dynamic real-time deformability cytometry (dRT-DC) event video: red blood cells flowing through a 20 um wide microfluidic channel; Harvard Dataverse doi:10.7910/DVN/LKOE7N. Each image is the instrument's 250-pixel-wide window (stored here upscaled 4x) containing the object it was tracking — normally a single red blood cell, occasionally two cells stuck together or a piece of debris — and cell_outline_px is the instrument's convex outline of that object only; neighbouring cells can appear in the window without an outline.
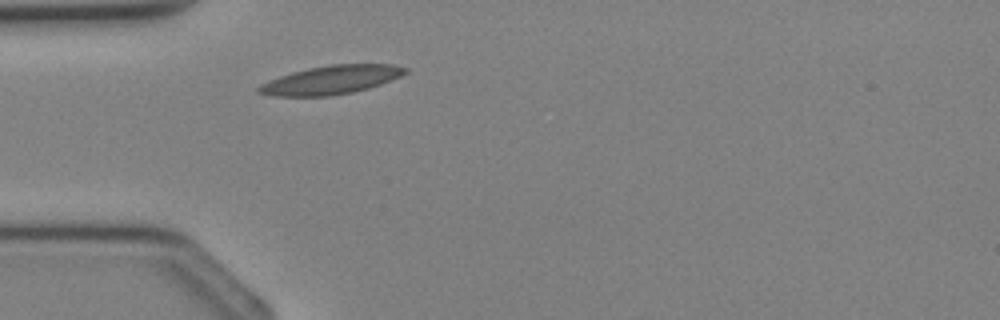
{"species": "Egyptian fruit bat (a non-hibernating species)", "species_latin": "Rousettus aegyptiacus", "temperature_condition": "cold", "stored_images_in_passage": 26, "camera_frame_rate_fps": 3000, "um_per_image_px": 0.085, "animal": {"sex": "female"}, "frame": {"image": 1, "passage_image": 1, "time_ms": 0.0, "image_size_px": [1000, 320], "cell_outline_px": [[408, 72], [392, 80], [368, 88], [352, 92], [328, 96], [272, 96], [256, 92], [256, 88], [260, 84], [280, 76], [292, 72], [308, 68], [332, 64], [392, 64], [408, 68]], "centroid_in_image_um": [28.14, 6.79], "position_along_channel_um": 56.9, "area_um2": 24.39}}
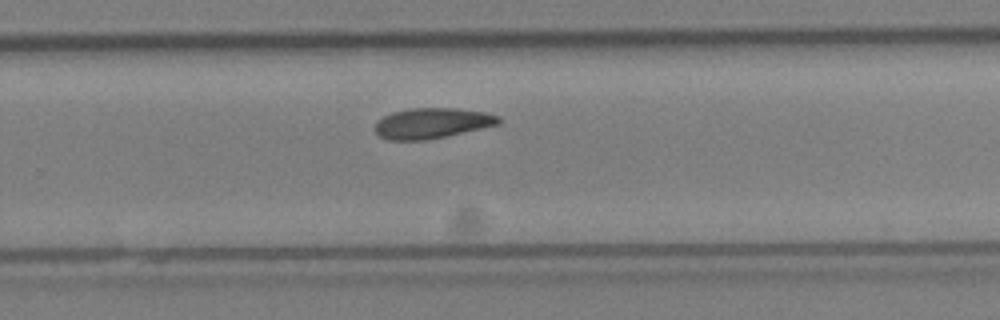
{"frame": {"image": 2, "passage_image": 14, "time_ms": 4.333, "image_size_px": [1000, 320], "cell_outline_px": [[504, 120], [500, 124], [448, 136], [424, 140], [388, 140], [380, 136], [376, 132], [376, 120], [392, 112], [408, 108], [456, 108], [484, 112], [500, 116]], "centroid_in_image_um": [36.76, 10.47], "position_along_channel_um": 293.0, "area_um2": 22.14}}
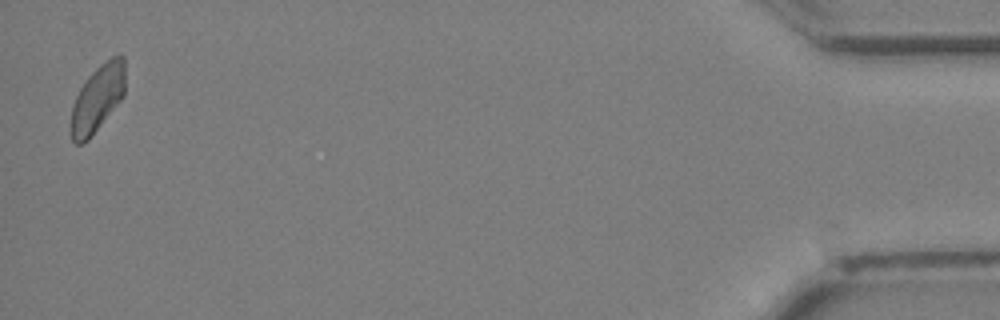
{"frame": {"image": 3, "passage_image": 26, "time_ms": 8.333, "image_size_px": [1000, 320], "cell_outline_px": [[124, 96], [88, 140], [80, 144], [76, 144], [72, 140], [68, 128], [72, 104], [80, 88], [88, 76], [104, 60], [112, 56], [124, 56]], "centroid_in_image_um": [8.24, 8.4], "position_along_channel_um": 427.0, "area_um2": 21.33}}